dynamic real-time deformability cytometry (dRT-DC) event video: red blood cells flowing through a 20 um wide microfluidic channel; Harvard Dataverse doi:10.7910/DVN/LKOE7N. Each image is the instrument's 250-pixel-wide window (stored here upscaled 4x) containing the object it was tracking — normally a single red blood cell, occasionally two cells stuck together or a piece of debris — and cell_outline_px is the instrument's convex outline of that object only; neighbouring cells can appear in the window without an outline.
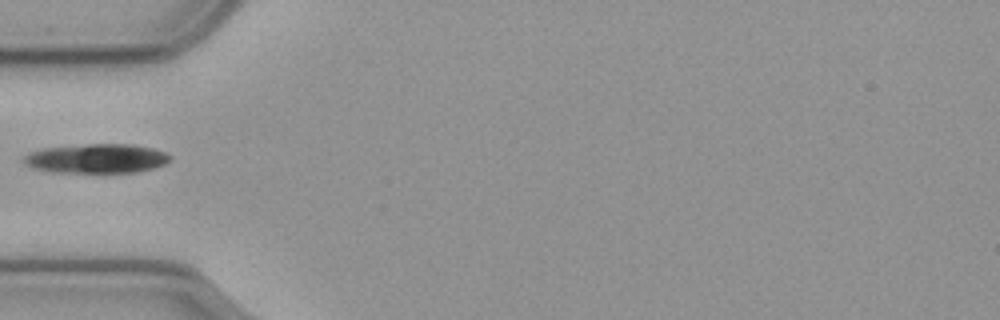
{"species": "common noctule bat (a hibernating species)", "species_latin": "Nyctalus noctula", "temperature_condition": "cold", "stored_images_in_passage": 17, "camera_frame_rate_fps": 3000, "um_per_image_px": 0.085, "animal": {"sex": "male", "body_mass_g": 23.1, "forearm_length_mm": 52.7}, "frame": {"image": 1, "passage_image": 1, "time_ms": 0.0, "image_size_px": [1000, 320], "cell_outline_px": [[172, 160], [164, 164], [152, 168], [136, 172], [52, 172], [32, 168], [24, 164], [20, 160], [24, 156], [32, 152], [44, 148], [88, 144], [128, 144], [152, 148], [164, 152], [172, 156]], "centroid_in_image_um": [8.19, 13.47], "position_along_channel_um": 76.8, "area_um2": 24.91}}